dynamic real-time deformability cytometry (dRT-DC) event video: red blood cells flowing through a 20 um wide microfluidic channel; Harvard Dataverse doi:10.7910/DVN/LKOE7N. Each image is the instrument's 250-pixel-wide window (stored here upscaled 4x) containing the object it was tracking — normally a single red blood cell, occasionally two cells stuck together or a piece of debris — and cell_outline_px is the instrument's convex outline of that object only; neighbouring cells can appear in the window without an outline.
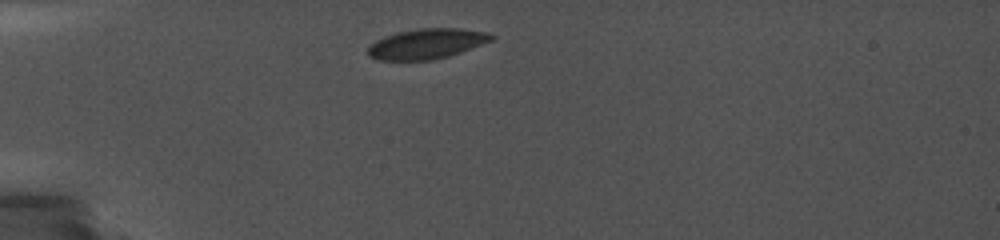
{"species": "common noctule bat (a hibernating species)", "species_latin": "Nyctalus noctula", "temperature_condition": "cold", "stored_images_in_passage": 14, "camera_frame_rate_fps": 5000, "um_per_image_px": 0.085, "animal": {"sex": "female", "body_mass_g": 19.0, "forearm_length_mm": 56.7}, "frame": {"image": 1, "passage_image": 1, "time_ms": 0.0, "image_size_px": [1000, 240], "cell_outline_px": [[496, 36], [492, 40], [460, 52], [448, 56], [432, 60], [376, 60], [368, 56], [368, 48], [376, 40], [384, 36], [396, 32], [416, 28], [460, 28], [488, 32]], "centroid_in_image_um": [36.25, 3.71], "position_along_channel_um": 48.7, "area_um2": 21.79}}
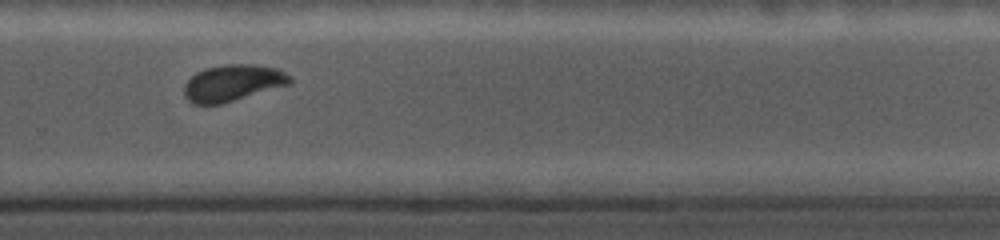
{"frame": {"image": 2, "passage_image": 10, "time_ms": 7.8, "image_size_px": [1000, 240], "cell_outline_px": [[292, 80], [288, 84], [220, 104], [192, 104], [184, 96], [184, 84], [196, 72], [204, 68], [228, 64], [252, 64], [280, 68], [292, 76]], "centroid_in_image_um": [19.77, 7.03], "position_along_channel_um": 310.0, "area_um2": 22.43}}
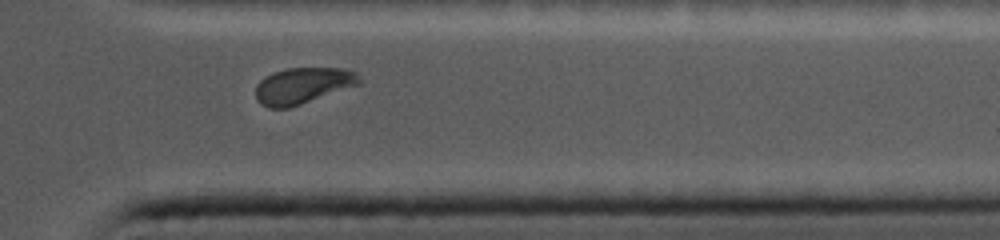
{"frame": {"image": 3, "passage_image": 12, "time_ms": 9.8, "image_size_px": [1000, 240], "cell_outline_px": [[360, 84], [288, 108], [268, 108], [260, 104], [256, 100], [256, 84], [264, 76], [272, 72], [288, 68], [344, 68], [356, 72], [360, 76]], "centroid_in_image_um": [25.7, 7.27], "position_along_channel_um": 385.7, "area_um2": 21.91}}